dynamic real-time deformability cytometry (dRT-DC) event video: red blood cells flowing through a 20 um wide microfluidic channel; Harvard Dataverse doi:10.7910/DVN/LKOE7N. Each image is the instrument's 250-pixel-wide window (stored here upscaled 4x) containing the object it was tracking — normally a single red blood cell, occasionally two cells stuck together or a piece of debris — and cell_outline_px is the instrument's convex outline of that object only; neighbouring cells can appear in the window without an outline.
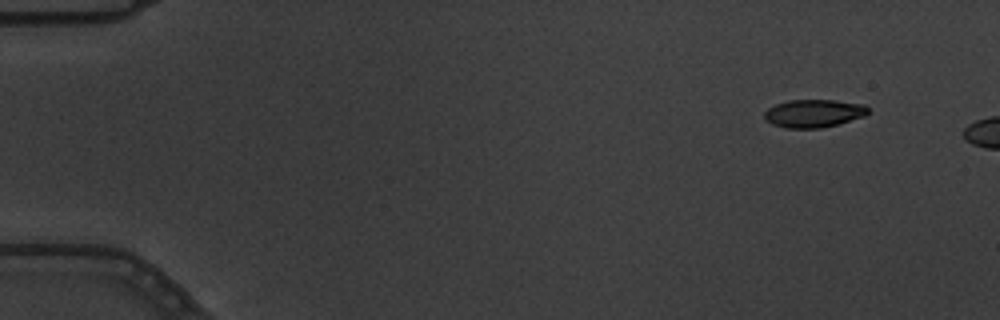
{"species": "common noctule bat (a hibernating species)", "species_latin": "Nyctalus noctula", "temperature_condition": "warm", "stored_images_in_passage": 3, "camera_frame_rate_fps": 3000, "um_per_image_px": 0.085, "animal": {"sex": "male", "body_mass_g": 19.5, "forearm_length_mm": 54.6}, "frame": {"image": 1, "passage_image": 1, "time_ms": 0.0, "image_size_px": [1000, 320], "cell_outline_px": [[868, 112], [864, 116], [840, 124], [820, 128], [784, 128], [772, 124], [764, 120], [764, 112], [768, 108], [776, 104], [788, 100], [836, 100], [864, 104], [868, 108]], "centroid_in_image_um": [69.15, 9.64], "position_along_channel_um": 15.9, "area_um2": 17.05}}